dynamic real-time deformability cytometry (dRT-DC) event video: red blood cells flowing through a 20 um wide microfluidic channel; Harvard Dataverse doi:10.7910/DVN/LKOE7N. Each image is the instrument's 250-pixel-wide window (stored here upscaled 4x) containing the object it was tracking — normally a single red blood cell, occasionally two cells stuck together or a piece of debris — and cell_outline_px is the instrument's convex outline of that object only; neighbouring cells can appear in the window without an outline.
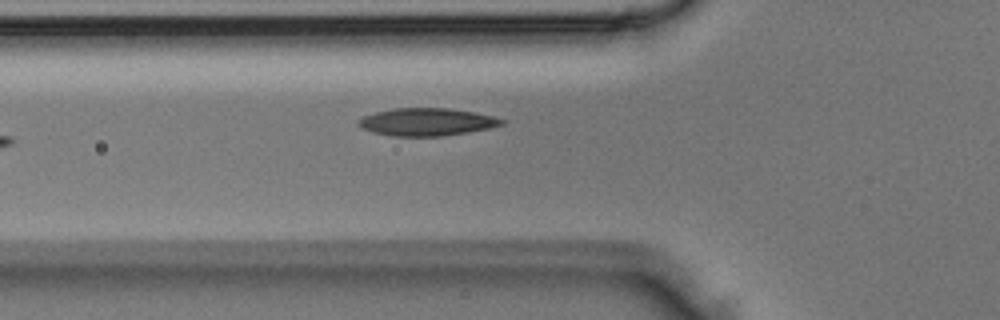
{"species": "Egyptian fruit bat (a non-hibernating species)", "species_latin": "Rousettus aegyptiacus", "temperature_condition": "room temperature", "stored_images_in_passage": 4, "camera_frame_rate_fps": 3000, "um_per_image_px": 0.085, "animal": {"sex": "male"}, "frame": {"image": 1, "passage_image": 4, "time_ms": 1.0, "image_size_px": [1000, 320], "cell_outline_px": [[508, 120], [504, 124], [488, 128], [468, 132], [440, 136], [392, 136], [372, 132], [360, 128], [360, 116], [392, 108], [448, 108], [472, 112], [492, 116]], "centroid_in_image_um": [36.26, 10.36], "position_along_channel_um": 89.5, "area_um2": 23.0}}